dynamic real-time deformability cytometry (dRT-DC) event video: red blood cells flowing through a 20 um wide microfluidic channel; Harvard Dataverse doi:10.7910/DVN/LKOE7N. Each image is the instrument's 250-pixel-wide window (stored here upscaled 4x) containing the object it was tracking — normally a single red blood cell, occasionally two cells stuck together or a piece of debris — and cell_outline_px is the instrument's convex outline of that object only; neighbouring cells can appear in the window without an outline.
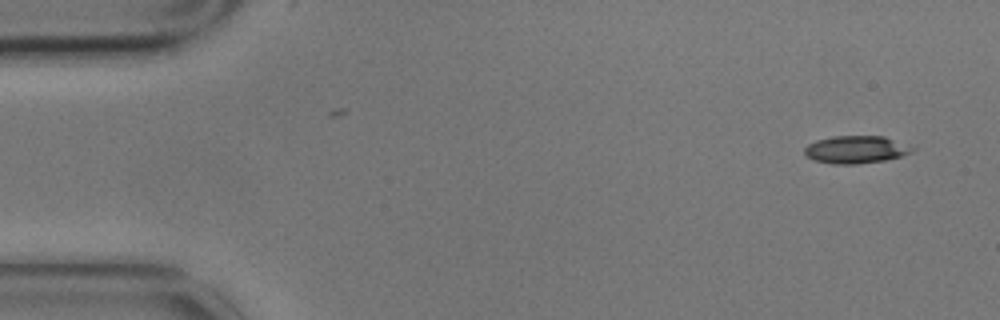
{"species": "common noctule bat (a hibernating species)", "species_latin": "Nyctalus noctula", "temperature_condition": "cold", "stored_images_in_passage": 3, "camera_frame_rate_fps": 3000, "um_per_image_px": 0.085, "animal": {"sex": "male", "body_mass_g": 17.9}, "frame": {"image": 1, "passage_image": 3, "time_ms": 0.667, "image_size_px": [1000, 320], "cell_outline_px": [[916, 148], [912, 152], [900, 156], [884, 160], [856, 164], [832, 164], [816, 160], [808, 156], [804, 152], [804, 148], [808, 144], [816, 140], [832, 136], [884, 136]], "centroid_in_image_um": [72.75, 12.7], "position_along_channel_um": 12.3, "area_um2": 17.17}}